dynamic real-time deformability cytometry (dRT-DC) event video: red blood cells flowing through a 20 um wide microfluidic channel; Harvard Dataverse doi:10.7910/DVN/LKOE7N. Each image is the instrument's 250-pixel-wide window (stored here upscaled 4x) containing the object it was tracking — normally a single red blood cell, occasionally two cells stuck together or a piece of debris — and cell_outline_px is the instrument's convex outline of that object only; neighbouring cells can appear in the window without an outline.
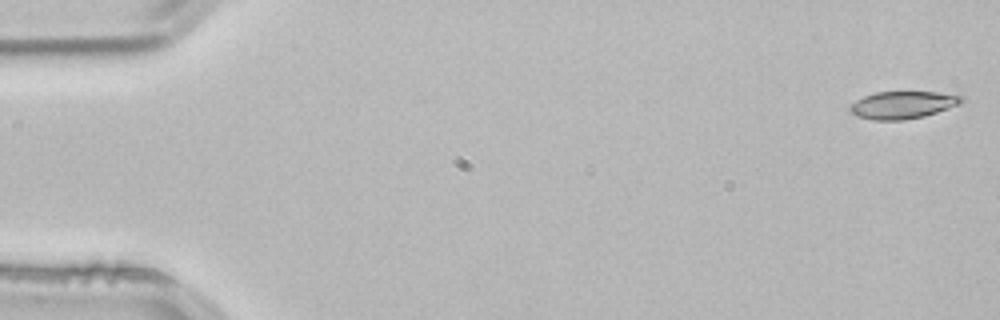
{"species": "common noctule bat (a hibernating species)", "species_latin": "Nyctalus noctula", "temperature_condition": "room temperature", "stored_images_in_passage": 53, "camera_frame_rate_fps": 3000, "um_per_image_px": 0.085, "animal": {"sex": "male", "body_mass_g": 21.5, "forearm_length_mm": 52.0}, "frame": {"image": 1, "passage_image": 1, "time_ms": 0.0, "image_size_px": [1000, 320], "cell_outline_px": [[964, 100], [960, 104], [924, 116], [904, 120], [872, 120], [848, 112], [848, 108], [856, 100], [864, 96], [876, 92], [936, 92], [964, 96]], "centroid_in_image_um": [76.72, 8.92], "position_along_channel_um": 8.3, "area_um2": 17.74}}
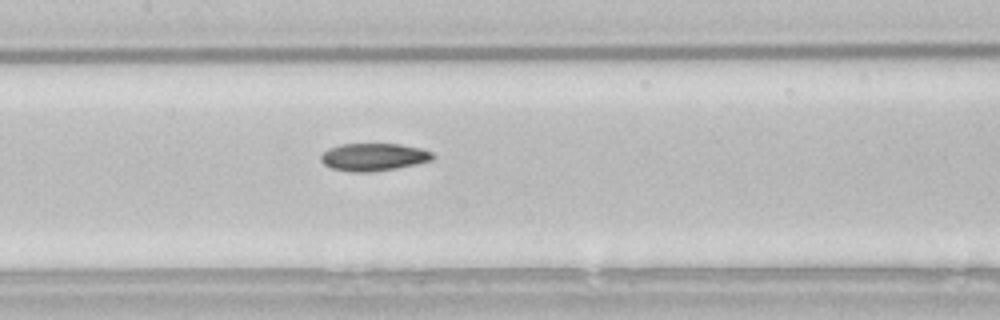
{"frame": {"image": 2, "passage_image": 25, "time_ms": 8.0, "image_size_px": [1000, 320], "cell_outline_px": [[436, 156], [432, 160], [416, 164], [396, 168], [372, 172], [352, 172], [332, 168], [324, 164], [320, 160], [320, 156], [328, 148], [340, 144], [400, 144], [420, 148], [432, 152]], "centroid_in_image_um": [31.76, 13.34], "position_along_channel_um": 175.6, "area_um2": 18.03}}
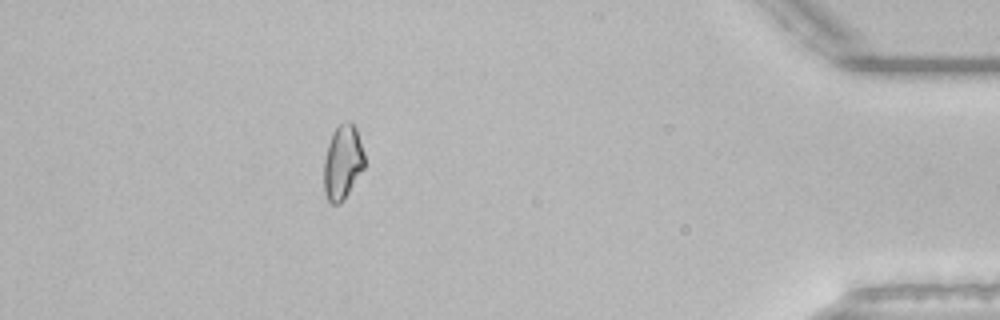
{"frame": {"image": 3, "passage_image": 47, "time_ms": 15.333, "image_size_px": [1000, 320], "cell_outline_px": [[364, 168], [344, 200], [340, 204], [332, 204], [328, 200], [324, 192], [324, 160], [328, 144], [332, 132], [344, 120], [352, 120], [356, 128], [364, 152]], "centroid_in_image_um": [29.13, 13.77], "position_along_channel_um": 406.1, "area_um2": 17.8}, "authors_computed_cell_mechanics": {"area_um2": 17.918, "velocity_mm_per_s": 3.8453, "shape_relaxation_time_tau1_ms": null, "shape_relaxation_time_tau2_ms": 6.9624, "deformation_change_tau1": null, "deformation_change_tau2": 0.1313}}